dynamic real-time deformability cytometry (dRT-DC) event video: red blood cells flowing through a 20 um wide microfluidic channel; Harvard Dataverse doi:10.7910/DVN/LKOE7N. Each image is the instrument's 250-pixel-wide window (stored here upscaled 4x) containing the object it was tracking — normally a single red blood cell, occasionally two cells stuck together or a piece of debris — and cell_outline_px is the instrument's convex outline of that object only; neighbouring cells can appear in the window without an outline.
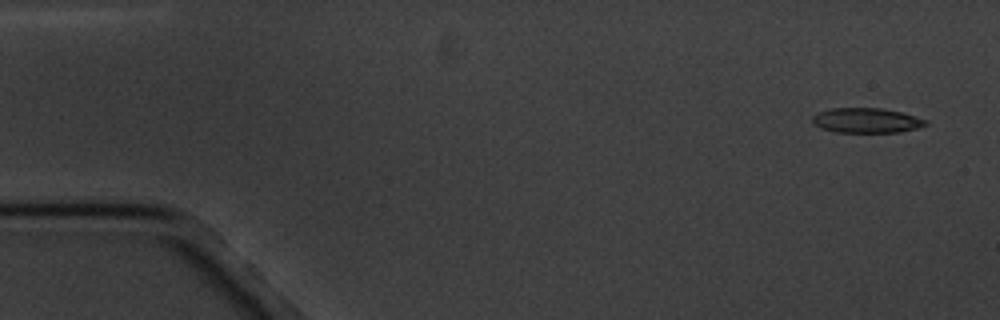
{"species": "common noctule bat (a hibernating species)", "species_latin": "Nyctalus noctula", "temperature_condition": "cold", "stored_images_in_passage": 5, "camera_frame_rate_fps": 3000, "um_per_image_px": 0.085, "animal": {"sex": "male", "body_mass_g": 20.1, "forearm_length_mm": 53.5}, "frame": {"image": 1, "passage_image": 1, "time_ms": 0.0, "image_size_px": [1000, 320], "cell_outline_px": [[928, 124], [916, 128], [900, 132], [836, 132], [820, 128], [812, 124], [812, 116], [816, 112], [828, 108], [880, 108], [900, 112], [928, 120]], "centroid_in_image_um": [73.59, 10.23], "position_along_channel_um": 11.4, "area_um2": 16.53}}
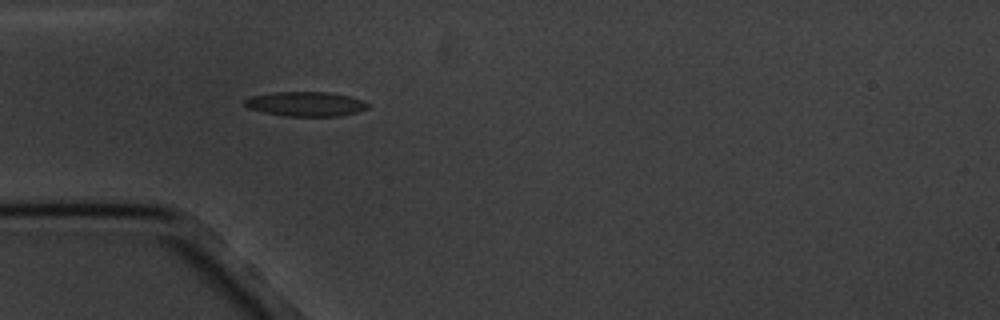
{"frame": {"image": 2, "passage_image": 5, "time_ms": 4.667, "image_size_px": [1000, 320], "cell_outline_px": [[368, 108], [356, 112], [340, 116], [288, 116], [264, 112], [248, 108], [244, 104], [244, 100], [252, 96], [276, 92], [328, 92], [348, 96], [364, 100], [368, 104]], "centroid_in_image_um": [26.0, 8.84], "position_along_channel_um": 59.0, "area_um2": 17.46}}